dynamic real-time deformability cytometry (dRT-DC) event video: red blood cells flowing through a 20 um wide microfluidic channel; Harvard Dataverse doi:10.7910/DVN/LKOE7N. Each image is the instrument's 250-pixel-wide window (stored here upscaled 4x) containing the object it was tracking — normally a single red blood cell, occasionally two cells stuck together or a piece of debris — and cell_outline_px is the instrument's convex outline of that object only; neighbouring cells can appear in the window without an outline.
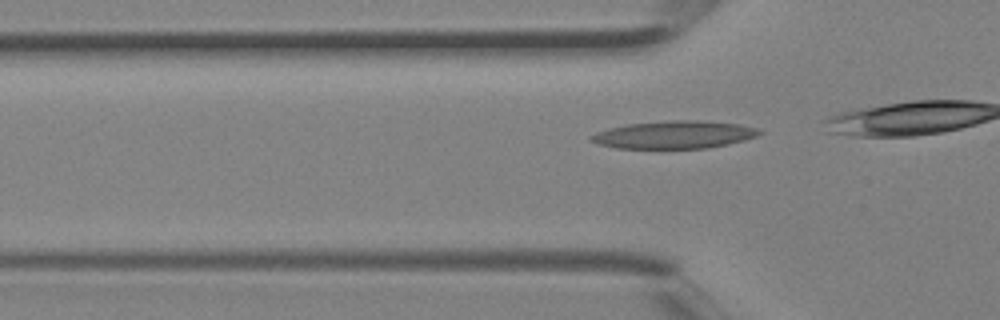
{"species": "Egyptian fruit bat (a non-hibernating species)", "species_latin": "Rousettus aegyptiacus", "temperature_condition": "room temperature", "stored_images_in_passage": 3, "segment_of_instrument_passage": [2, 2], "camera_frame_rate_fps": 3000, "um_per_image_px": 0.085, "animal": {"sex": "female"}, "frame": {"image": 1, "passage_image": 3, "time_ms": 0.667, "image_size_px": [1000, 320], "cell_outline_px": [[764, 132], [756, 136], [744, 140], [728, 144], [708, 148], [616, 148], [600, 144], [588, 140], [588, 136], [596, 132], [608, 128], [628, 124], [668, 120], [696, 120], [740, 124], [760, 128]], "centroid_in_image_um": [57.32, 11.44], "position_along_channel_um": 68.5, "area_um2": 27.28}}